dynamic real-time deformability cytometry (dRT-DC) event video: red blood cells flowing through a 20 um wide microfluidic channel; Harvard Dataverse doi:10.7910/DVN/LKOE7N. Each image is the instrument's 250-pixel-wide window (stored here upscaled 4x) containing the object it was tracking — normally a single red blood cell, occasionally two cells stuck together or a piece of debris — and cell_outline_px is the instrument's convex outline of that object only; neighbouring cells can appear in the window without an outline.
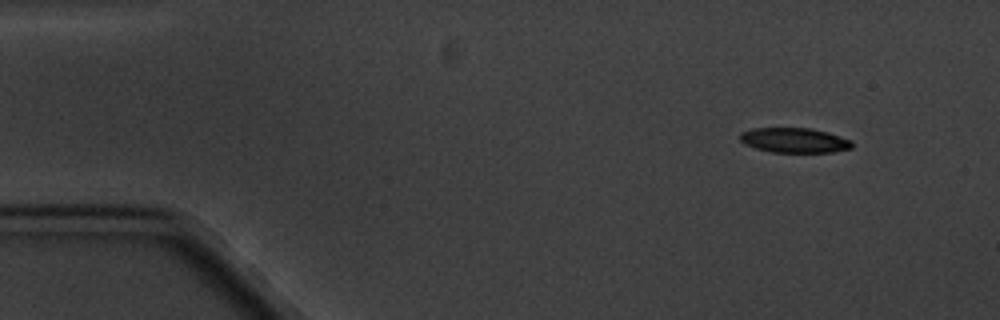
{"species": "common noctule bat (a hibernating species)", "species_latin": "Nyctalus noctula", "temperature_condition": "cold", "stored_images_in_passage": 4, "camera_frame_rate_fps": 3000, "um_per_image_px": 0.085, "animal": {"sex": "male", "body_mass_g": 20.1, "forearm_length_mm": 53.5}, "frame": {"image": 1, "passage_image": 1, "time_ms": 0.0, "image_size_px": [1000, 320], "cell_outline_px": [[852, 148], [832, 152], [772, 152], [756, 148], [744, 144], [740, 140], [740, 132], [752, 128], [812, 128], [828, 132], [852, 140]], "centroid_in_image_um": [67.52, 11.91], "position_along_channel_um": 17.5, "area_um2": 16.3}}
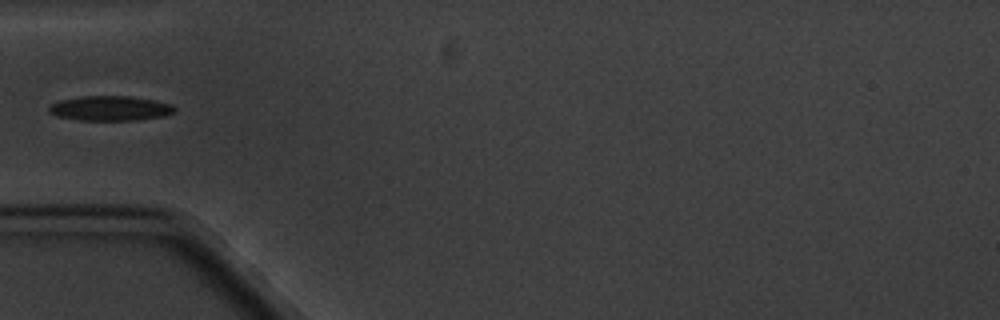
{"frame": {"image": 2, "passage_image": 4, "time_ms": 4.333, "image_size_px": [1000, 320], "cell_outline_px": [[176, 112], [164, 116], [136, 120], [76, 120], [56, 116], [48, 112], [48, 104], [60, 100], [84, 96], [128, 96], [156, 100], [172, 104], [176, 108]], "centroid_in_image_um": [9.36, 9.21], "position_along_channel_um": 75.6, "area_um2": 18.38}}